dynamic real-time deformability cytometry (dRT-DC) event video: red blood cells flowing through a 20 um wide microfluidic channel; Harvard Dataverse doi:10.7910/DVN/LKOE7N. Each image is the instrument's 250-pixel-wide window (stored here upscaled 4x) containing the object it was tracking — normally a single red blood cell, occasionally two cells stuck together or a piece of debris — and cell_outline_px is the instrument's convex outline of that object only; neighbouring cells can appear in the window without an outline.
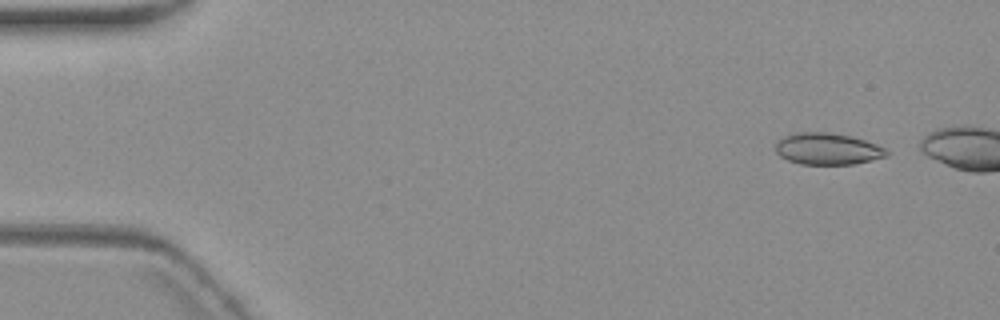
{"species": "common noctule bat (a hibernating species)", "species_latin": "Nyctalus noctula", "temperature_condition": "warm", "stored_images_in_passage": 4, "camera_frame_rate_fps": 3000, "um_per_image_px": 0.085, "animal": {"sex": "female", "body_mass_g": 19.3, "forearm_length_mm": 54.1}, "frame": {"image": 1, "passage_image": 1, "time_ms": 0.0, "image_size_px": [1000, 320], "cell_outline_px": [[888, 156], [872, 160], [852, 164], [800, 164], [788, 160], [780, 156], [776, 152], [776, 144], [784, 136], [800, 132], [828, 132], [852, 136], [876, 144], [884, 148], [888, 152]], "centroid_in_image_um": [70.35, 12.65], "position_along_channel_um": 14.6, "area_um2": 20.35}}